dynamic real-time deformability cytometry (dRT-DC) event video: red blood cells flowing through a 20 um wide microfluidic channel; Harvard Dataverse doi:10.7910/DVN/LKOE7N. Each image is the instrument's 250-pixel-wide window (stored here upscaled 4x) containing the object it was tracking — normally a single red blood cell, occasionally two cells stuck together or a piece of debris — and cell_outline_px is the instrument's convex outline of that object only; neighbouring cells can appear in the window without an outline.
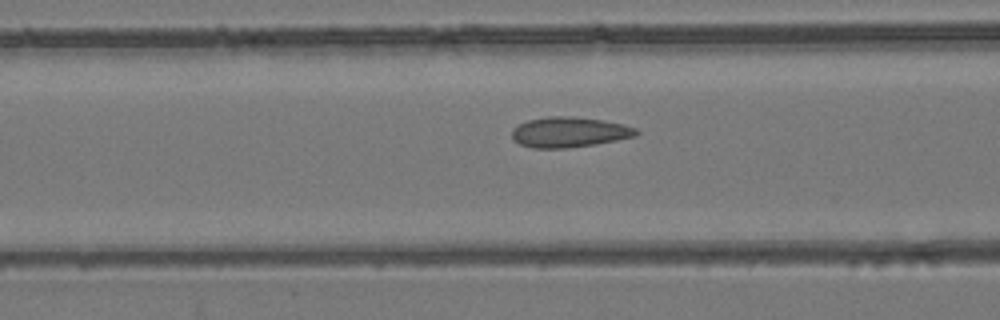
{"species": "common noctule bat (a hibernating species)", "species_latin": "Nyctalus noctula", "temperature_condition": "room temperature", "stored_images_in_passage": 33, "camera_frame_rate_fps": 3000, "um_per_image_px": 0.085, "animal": {"sex": "female", "body_mass_g": 24.6, "forearm_length_mm": 56.2}, "frame": {"image": 1, "passage_image": 9, "time_ms": 2.667, "image_size_px": [1000, 320], "cell_outline_px": [[640, 132], [636, 136], [596, 144], [568, 148], [532, 148], [520, 144], [512, 140], [512, 128], [528, 120], [548, 116], [572, 116], [600, 120], [624, 124], [636, 128]], "centroid_in_image_um": [48.37, 11.24], "position_along_channel_um": 118.2, "area_um2": 22.02}}
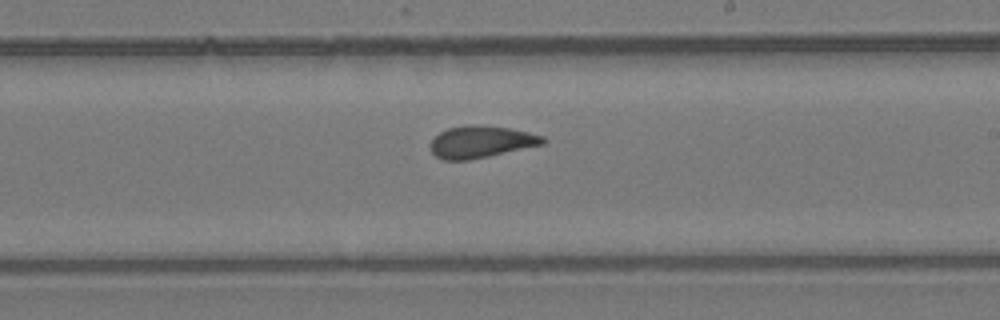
{"frame": {"image": 2, "passage_image": 19, "time_ms": 6.0, "image_size_px": [1000, 320], "cell_outline_px": [[548, 140], [544, 144], [488, 156], [468, 160], [444, 160], [436, 156], [432, 152], [428, 144], [440, 132], [448, 128], [468, 124], [472, 124], [508, 128], [528, 132], [544, 136]], "centroid_in_image_um": [40.88, 12.05], "position_along_channel_um": 248.1, "area_um2": 20.92}}
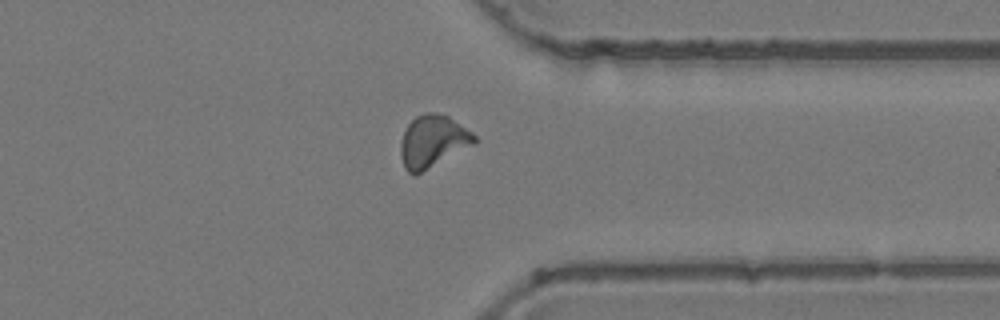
{"frame": {"image": 3, "passage_image": 29, "time_ms": 9.333, "image_size_px": [1000, 320], "cell_outline_px": [[476, 144], [416, 176], [412, 176], [404, 168], [400, 156], [400, 144], [404, 132], [408, 124], [416, 116], [424, 112], [432, 112], [448, 116], [472, 132], [476, 136]], "centroid_in_image_um": [36.78, 12.05], "position_along_channel_um": 374.6, "area_um2": 22.83}, "authors_computed_cell_mechanics": {"area_um2": 21.1548, "velocity_mm_per_s": 3.9004, "shape_relaxation_time_tau1_ms": null, "shape_relaxation_time_tau2_ms": 1.9361, "deformation_change_tau1": null, "deformation_change_tau2": 0.069}}